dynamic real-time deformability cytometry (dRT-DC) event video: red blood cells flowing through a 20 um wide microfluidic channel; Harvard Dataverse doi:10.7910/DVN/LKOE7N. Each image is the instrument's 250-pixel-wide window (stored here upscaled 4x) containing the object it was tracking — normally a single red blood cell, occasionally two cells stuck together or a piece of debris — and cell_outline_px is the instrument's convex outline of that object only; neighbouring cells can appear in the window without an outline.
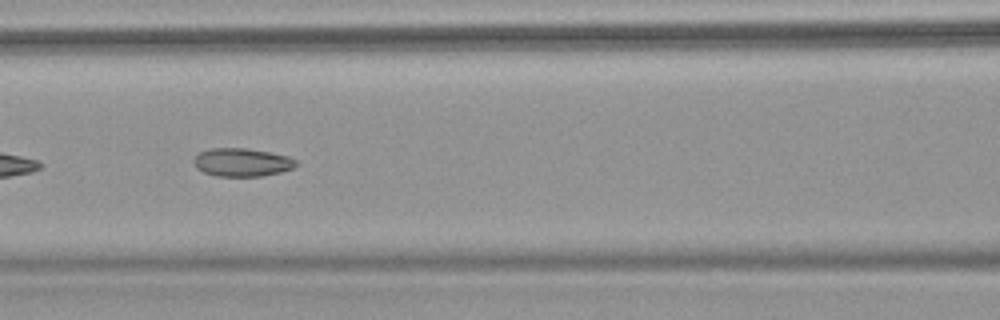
{"species": "common noctule bat (a hibernating species)", "species_latin": "Nyctalus noctula", "temperature_condition": "warm", "stored_images_in_passage": 12, "camera_frame_rate_fps": 3000, "um_per_image_px": 0.085, "animal": {"sex": "female", "body_mass_g": 18.4}, "frame": {"image": 1, "passage_image": 9, "time_ms": 2.667, "image_size_px": [1000, 320], "cell_outline_px": [[300, 164], [292, 168], [280, 172], [260, 176], [216, 176], [204, 172], [196, 168], [192, 160], [200, 152], [212, 148], [244, 148], [268, 152], [288, 156], [296, 160]], "centroid_in_image_um": [20.57, 13.8], "position_along_channel_um": 146.0, "area_um2": 16.76}}
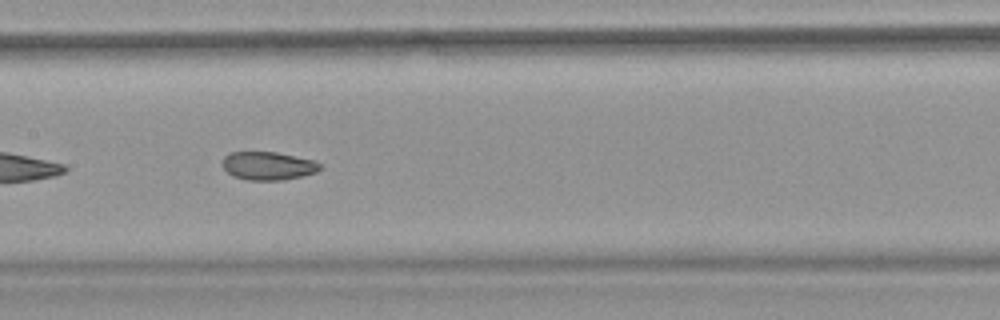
{"frame": {"image": 2, "passage_image": 10, "time_ms": 3.0, "image_size_px": [1000, 320], "cell_outline_px": [[324, 168], [316, 172], [284, 180], [248, 180], [232, 176], [220, 164], [224, 156], [228, 152], [276, 152], [312, 160], [320, 164]], "centroid_in_image_um": [22.75, 14.09], "position_along_channel_um": 184.7, "area_um2": 16.13}}